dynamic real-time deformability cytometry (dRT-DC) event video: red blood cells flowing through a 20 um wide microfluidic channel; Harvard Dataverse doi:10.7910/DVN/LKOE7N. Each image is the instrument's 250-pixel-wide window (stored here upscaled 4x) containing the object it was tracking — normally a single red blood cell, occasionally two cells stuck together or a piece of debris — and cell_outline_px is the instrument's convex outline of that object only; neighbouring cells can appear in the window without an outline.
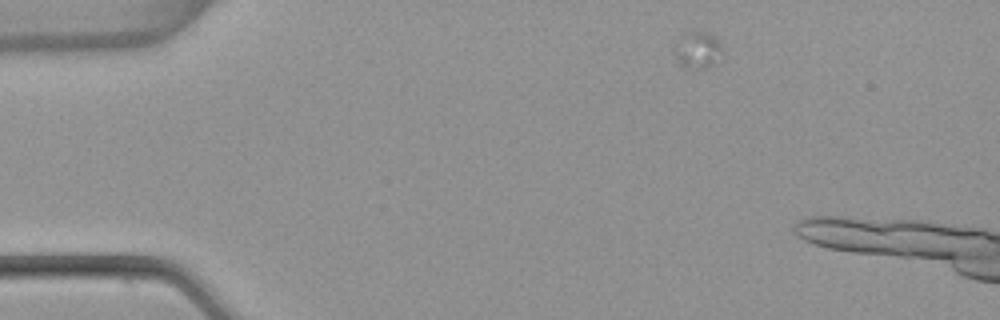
{"species": "common noctule bat (a hibernating species)", "species_latin": "Nyctalus noctula", "temperature_condition": "warm", "stored_images_in_passage": 2, "camera_frame_rate_fps": 3000, "um_per_image_px": 0.085, "animal": {"sex": "female", "body_mass_g": 22.7, "forearm_length_mm": 54.2}, "frame": {"image": 1, "passage_image": 1, "time_ms": 0.0, "image_size_px": [1000, 320], "cell_outline_px": [[724, 52], [712, 64], [704, 68], [692, 72], [680, 64], [672, 52], [680, 36], [688, 32], [704, 32], [712, 36], [720, 44]], "centroid_in_image_um": [59.25, 4.3], "position_along_channel_um": 25.7, "area_um2": 10.29}}